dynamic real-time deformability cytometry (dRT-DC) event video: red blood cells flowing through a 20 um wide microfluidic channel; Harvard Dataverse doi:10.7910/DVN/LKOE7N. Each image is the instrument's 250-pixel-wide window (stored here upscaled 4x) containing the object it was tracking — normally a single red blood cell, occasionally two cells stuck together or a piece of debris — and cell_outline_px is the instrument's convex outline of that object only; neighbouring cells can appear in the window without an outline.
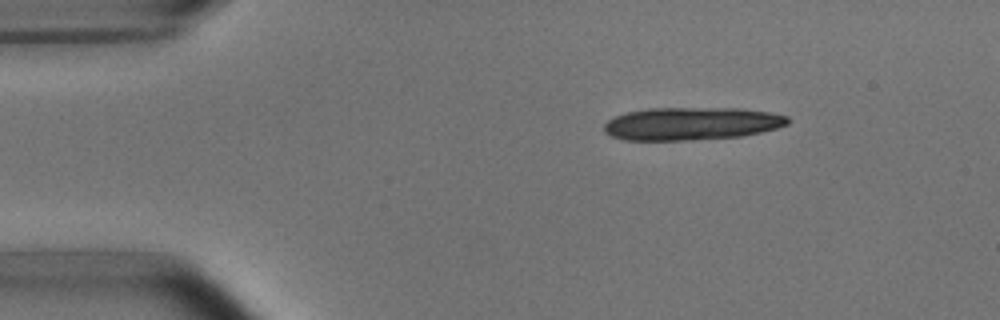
{"species": "common noctule bat (a hibernating species)", "species_latin": "Nyctalus noctula", "temperature_condition": "room temperature", "stored_images_in_passage": 3, "camera_frame_rate_fps": 3000, "um_per_image_px": 0.085, "animal": {"sex": "male", "body_mass_g": 15.6}, "frame": {"image": 1, "passage_image": 1, "time_ms": 0.0, "image_size_px": [1000, 320], "cell_outline_px": [[788, 124], [776, 128], [760, 132], [740, 136], [692, 140], [624, 140], [612, 136], [604, 132], [604, 124], [608, 120], [616, 116], [628, 112], [648, 108], [740, 108], [768, 112], [788, 116]], "centroid_in_image_um": [58.75, 10.51], "position_along_channel_um": 26.2, "area_um2": 35.03}}